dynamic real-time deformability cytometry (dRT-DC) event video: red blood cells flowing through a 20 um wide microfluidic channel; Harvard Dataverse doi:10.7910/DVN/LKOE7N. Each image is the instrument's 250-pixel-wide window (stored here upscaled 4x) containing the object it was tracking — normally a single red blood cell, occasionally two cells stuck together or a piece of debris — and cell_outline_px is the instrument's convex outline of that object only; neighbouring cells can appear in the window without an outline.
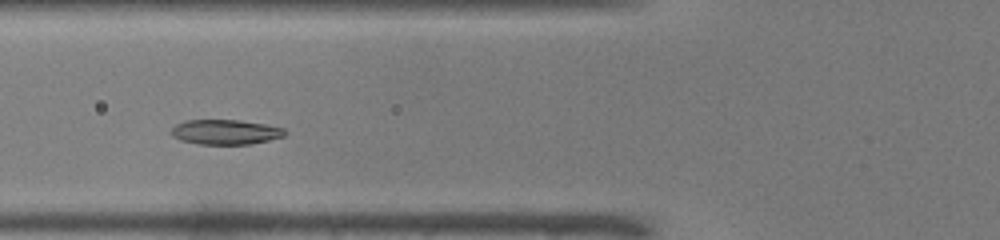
{"species": "common noctule bat (a hibernating species)", "species_latin": "Nyctalus noctula", "temperature_condition": "warm", "stored_images_in_passage": 37, "camera_frame_rate_fps": 3000, "um_per_image_px": 0.085, "animal": {"sex": "male", "body_mass_g": 19.0, "forearm_length_mm": 50.8}, "frame": {"image": 1, "passage_image": 6, "time_ms": 1.667, "image_size_px": [1000, 240], "cell_outline_px": [[288, 132], [284, 136], [252, 144], [200, 144], [180, 140], [172, 136], [172, 128], [176, 124], [184, 120], [240, 120], [264, 124], [284, 128]], "centroid_in_image_um": [19.17, 11.22], "position_along_channel_um": 106.6, "area_um2": 16.47}}
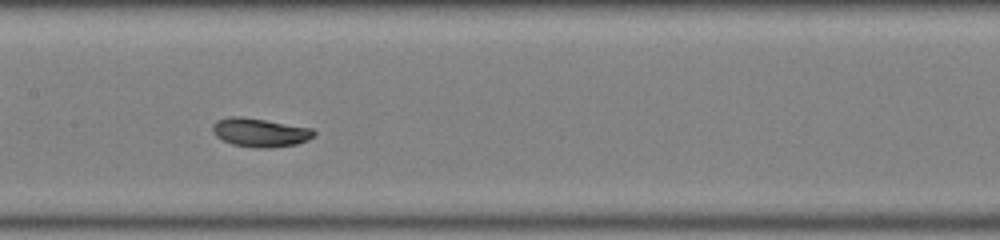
{"frame": {"image": 2, "passage_image": 12, "time_ms": 3.667, "image_size_px": [1000, 240], "cell_outline_px": [[316, 136], [308, 140], [296, 144], [268, 148], [256, 148], [232, 144], [216, 136], [212, 132], [212, 124], [216, 120], [232, 116], [240, 116], [312, 128], [316, 132]], "centroid_in_image_um": [22.1, 11.26], "position_along_channel_um": 185.3, "area_um2": 16.94}}
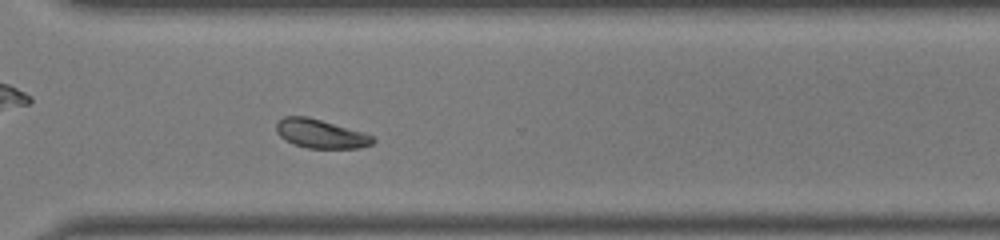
{"frame": {"image": 3, "passage_image": 24, "time_ms": 7.667, "image_size_px": [1000, 240], "cell_outline_px": [[376, 140], [372, 144], [360, 148], [308, 148], [292, 144], [284, 140], [276, 132], [276, 124], [284, 116], [308, 116], [364, 132], [372, 136]], "centroid_in_image_um": [27.24, 11.37], "position_along_channel_um": 343.4, "area_um2": 16.36}, "authors_computed_cell_mechanics": {"area_um2": 16.473, "velocity_mm_per_s": 3.9419, "shape_relaxation_time_tau1_ms": null, "shape_relaxation_time_tau2_ms": 3.5082, "deformation_change_tau1": null, "deformation_change_tau2": 0.0582}}